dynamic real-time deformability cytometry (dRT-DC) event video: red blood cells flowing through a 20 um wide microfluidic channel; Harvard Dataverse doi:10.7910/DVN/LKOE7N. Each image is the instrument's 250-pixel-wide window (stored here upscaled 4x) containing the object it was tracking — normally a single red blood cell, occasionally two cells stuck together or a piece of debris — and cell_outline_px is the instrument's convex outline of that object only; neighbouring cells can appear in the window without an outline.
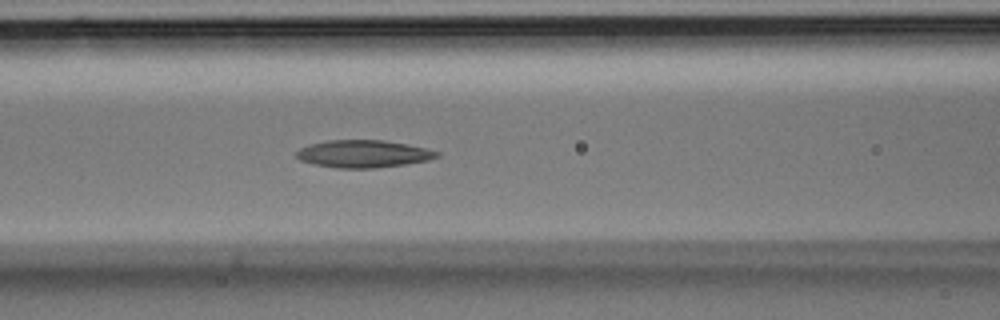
{"species": "Egyptian fruit bat (a non-hibernating species)", "species_latin": "Rousettus aegyptiacus", "temperature_condition": "room temperature", "stored_images_in_passage": 27, "camera_frame_rate_fps": 3000, "um_per_image_px": 0.085, "animal": {"sex": "male"}, "frame": {"image": 1, "passage_image": 8, "time_ms": 2.333, "image_size_px": [1000, 320], "cell_outline_px": [[440, 156], [428, 160], [404, 164], [376, 168], [340, 168], [316, 164], [300, 160], [296, 156], [296, 152], [300, 148], [308, 144], [328, 140], [384, 140], [408, 144], [440, 152]], "centroid_in_image_um": [30.89, 13.07], "position_along_channel_um": 135.7, "area_um2": 22.37}}
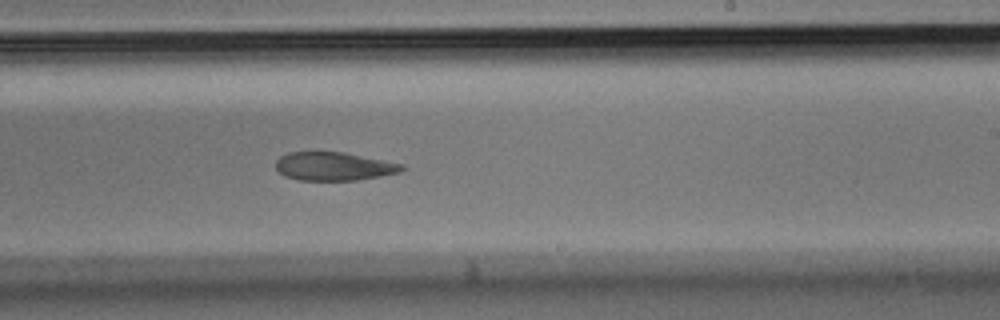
{"frame": {"image": 2, "passage_image": 15, "time_ms": 4.667, "image_size_px": [1000, 320], "cell_outline_px": [[408, 168], [400, 172], [380, 176], [356, 180], [300, 180], [284, 176], [276, 168], [276, 160], [280, 156], [288, 152], [344, 152], [404, 164]], "centroid_in_image_um": [28.4, 14.13], "position_along_channel_um": 260.6, "area_um2": 20.92}}
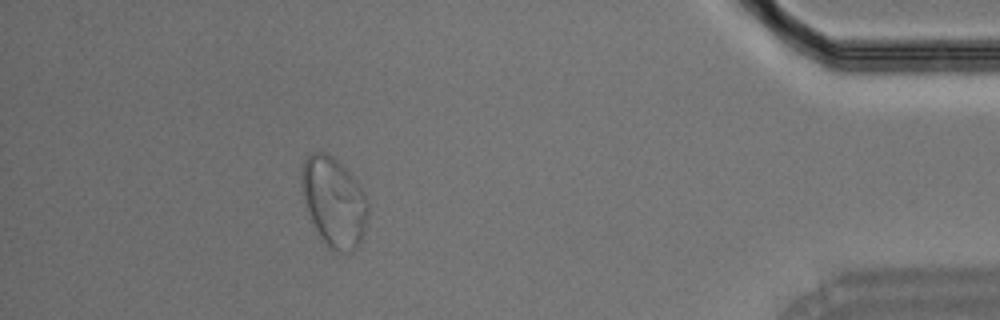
{"frame": {"image": 3, "passage_image": 26, "time_ms": 8.333, "image_size_px": [1000, 320], "cell_outline_px": [[368, 212], [364, 232], [360, 244], [352, 252], [340, 252], [328, 248], [320, 240], [312, 224], [300, 188], [300, 176], [304, 160], [312, 152], [324, 152], [332, 156], [352, 176], [364, 192], [368, 200]], "centroid_in_image_um": [28.36, 17.2], "position_along_channel_um": 406.8, "area_um2": 34.97}}